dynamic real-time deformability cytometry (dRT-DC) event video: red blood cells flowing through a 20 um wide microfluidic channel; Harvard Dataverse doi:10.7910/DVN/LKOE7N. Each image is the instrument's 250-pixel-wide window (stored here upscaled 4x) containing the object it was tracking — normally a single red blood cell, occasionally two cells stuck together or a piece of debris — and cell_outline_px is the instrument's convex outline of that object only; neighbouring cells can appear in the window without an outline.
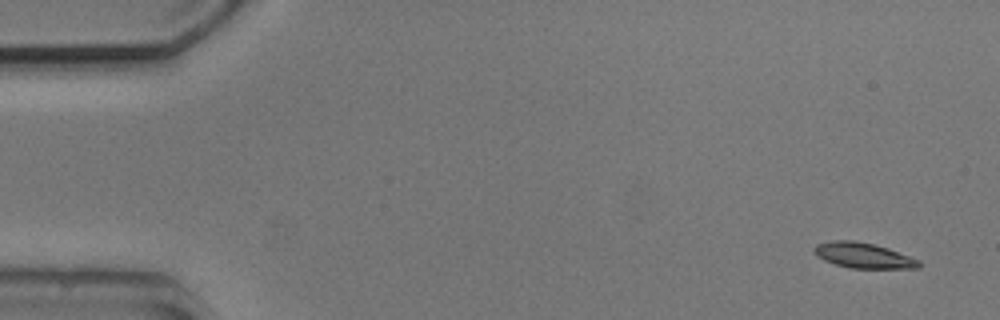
{"species": "common noctule bat (a hibernating species)", "species_latin": "Nyctalus noctula", "temperature_condition": "cold", "stored_images_in_passage": 4, "camera_frame_rate_fps": 3000, "um_per_image_px": 0.085, "animal": {"sex": "male", "body_mass_g": 20.5, "forearm_length_mm": 52.5}, "frame": {"image": 1, "passage_image": 1, "time_ms": 0.0, "image_size_px": [1000, 320], "cell_outline_px": [[920, 268], [848, 268], [824, 260], [816, 256], [812, 248], [816, 244], [832, 240], [856, 240], [888, 248], [920, 260]], "centroid_in_image_um": [73.35, 21.7], "position_along_channel_um": 11.6, "area_um2": 15.55}}